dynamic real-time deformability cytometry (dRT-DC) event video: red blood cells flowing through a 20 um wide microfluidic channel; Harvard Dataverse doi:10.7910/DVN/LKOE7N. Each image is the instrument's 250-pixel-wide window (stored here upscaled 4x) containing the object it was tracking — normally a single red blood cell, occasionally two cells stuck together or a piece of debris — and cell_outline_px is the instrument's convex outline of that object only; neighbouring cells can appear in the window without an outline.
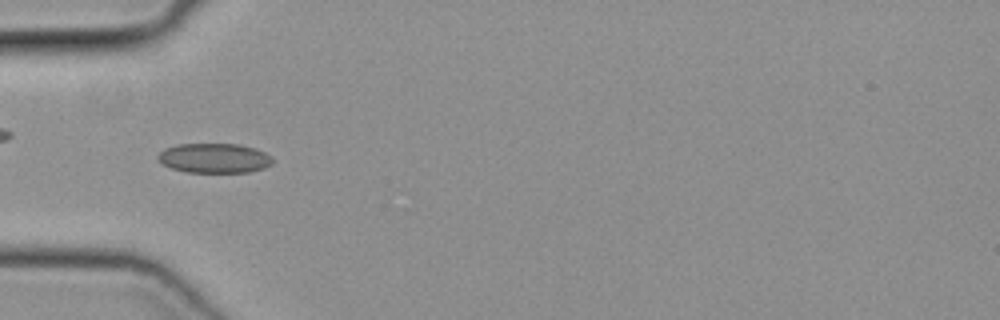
{"species": "common noctule bat (a hibernating species)", "species_latin": "Nyctalus noctula", "temperature_condition": "cold", "stored_images_in_passage": 49, "camera_frame_rate_fps": 3000, "um_per_image_px": 0.085, "animal": {"sex": "female", "body_mass_g": 19.3, "forearm_length_mm": 54.1}, "frame": {"image": 1, "passage_image": 16, "time_ms": 5.0, "image_size_px": [1000, 320], "cell_outline_px": [[272, 164], [264, 168], [248, 172], [184, 172], [160, 164], [156, 160], [156, 156], [164, 148], [180, 144], [240, 144], [256, 148], [264, 152], [272, 160]], "centroid_in_image_um": [18.16, 13.44], "position_along_channel_um": 66.8, "area_um2": 19.94}}
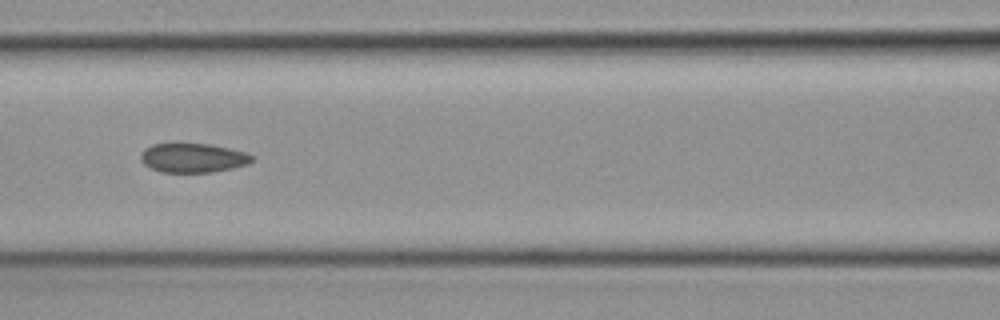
{"frame": {"image": 2, "passage_image": 22, "time_ms": 7.0, "image_size_px": [1000, 320], "cell_outline_px": [[252, 160], [248, 164], [232, 168], [212, 172], [160, 172], [144, 164], [140, 160], [140, 156], [144, 148], [152, 144], [208, 144], [228, 148], [244, 152], [252, 156]], "centroid_in_image_um": [16.36, 13.42], "position_along_channel_um": 150.2, "area_um2": 18.73}}
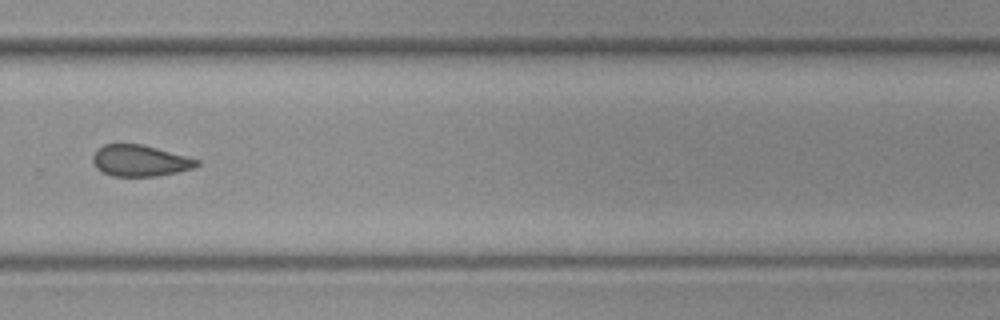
{"frame": {"image": 3, "passage_image": 34, "time_ms": 11.0, "image_size_px": [1000, 320], "cell_outline_px": [[200, 164], [192, 168], [176, 172], [156, 176], [112, 176], [96, 168], [92, 160], [92, 156], [96, 148], [104, 144], [140, 144], [156, 148], [200, 160]], "centroid_in_image_um": [11.85, 13.65], "position_along_channel_um": 317.9, "area_um2": 18.84}}